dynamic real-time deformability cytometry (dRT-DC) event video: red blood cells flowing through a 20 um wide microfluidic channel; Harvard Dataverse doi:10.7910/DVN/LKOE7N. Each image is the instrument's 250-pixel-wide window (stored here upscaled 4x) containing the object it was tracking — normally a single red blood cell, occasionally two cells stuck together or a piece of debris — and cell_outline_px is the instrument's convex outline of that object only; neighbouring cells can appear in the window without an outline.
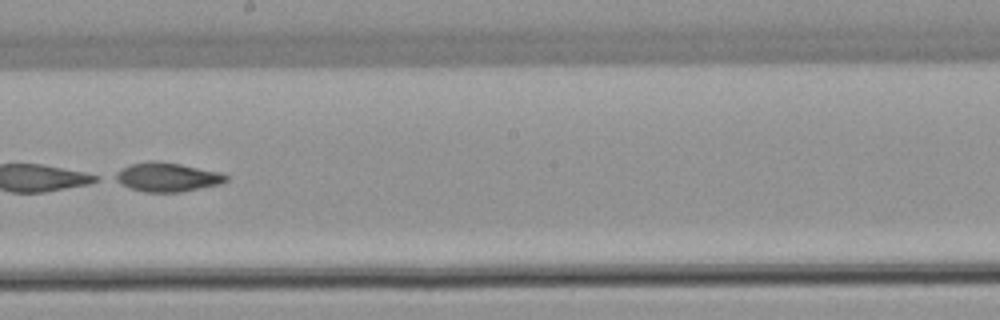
{"species": "common noctule bat (a hibernating species)", "species_latin": "Nyctalus noctula", "temperature_condition": "warm", "stored_images_in_passage": 52, "segment_of_instrument_passage": [2, 2], "camera_frame_rate_fps": 3000, "um_per_image_px": 0.085, "animal": {"sex": "female", "body_mass_g": 22.7, "forearm_length_mm": 54.2}, "frame": {"image": 1, "passage_image": 30, "time_ms": 9.667, "image_size_px": [1000, 320], "cell_outline_px": [[228, 180], [220, 184], [180, 192], [144, 192], [128, 188], [108, 176], [120, 168], [128, 164], [148, 160], [156, 160], [180, 164], [220, 172], [228, 176]], "centroid_in_image_um": [14.1, 15.04], "position_along_channel_um": 234.1, "area_um2": 19.19}}